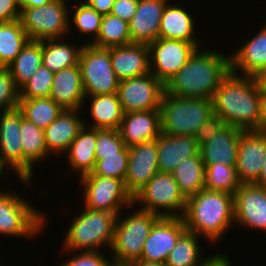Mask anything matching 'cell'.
<instances>
[{
  "mask_svg": "<svg viewBox=\"0 0 266 266\" xmlns=\"http://www.w3.org/2000/svg\"><path fill=\"white\" fill-rule=\"evenodd\" d=\"M213 113L226 125L260 131V93L254 76L229 72L212 98Z\"/></svg>",
  "mask_w": 266,
  "mask_h": 266,
  "instance_id": "cell-1",
  "label": "cell"
},
{
  "mask_svg": "<svg viewBox=\"0 0 266 266\" xmlns=\"http://www.w3.org/2000/svg\"><path fill=\"white\" fill-rule=\"evenodd\" d=\"M198 47L186 64L165 84L174 96L211 99L221 80L230 72V56Z\"/></svg>",
  "mask_w": 266,
  "mask_h": 266,
  "instance_id": "cell-2",
  "label": "cell"
},
{
  "mask_svg": "<svg viewBox=\"0 0 266 266\" xmlns=\"http://www.w3.org/2000/svg\"><path fill=\"white\" fill-rule=\"evenodd\" d=\"M182 219L187 231L201 239L203 236L208 242H220L223 234L235 225L233 194L201 190L187 199Z\"/></svg>",
  "mask_w": 266,
  "mask_h": 266,
  "instance_id": "cell-3",
  "label": "cell"
},
{
  "mask_svg": "<svg viewBox=\"0 0 266 266\" xmlns=\"http://www.w3.org/2000/svg\"><path fill=\"white\" fill-rule=\"evenodd\" d=\"M82 208L84 210L68 226L62 249L65 253H73L100 252L103 245L111 248L117 215L108 211Z\"/></svg>",
  "mask_w": 266,
  "mask_h": 266,
  "instance_id": "cell-4",
  "label": "cell"
},
{
  "mask_svg": "<svg viewBox=\"0 0 266 266\" xmlns=\"http://www.w3.org/2000/svg\"><path fill=\"white\" fill-rule=\"evenodd\" d=\"M159 110L162 134L194 136L213 114V102L211 99L174 96L165 91Z\"/></svg>",
  "mask_w": 266,
  "mask_h": 266,
  "instance_id": "cell-5",
  "label": "cell"
},
{
  "mask_svg": "<svg viewBox=\"0 0 266 266\" xmlns=\"http://www.w3.org/2000/svg\"><path fill=\"white\" fill-rule=\"evenodd\" d=\"M135 209L131 215L128 214L124 218L120 216L122 213L117 216L113 242L108 249L114 266H129L132 262L140 260L144 242L160 218L155 213Z\"/></svg>",
  "mask_w": 266,
  "mask_h": 266,
  "instance_id": "cell-6",
  "label": "cell"
},
{
  "mask_svg": "<svg viewBox=\"0 0 266 266\" xmlns=\"http://www.w3.org/2000/svg\"><path fill=\"white\" fill-rule=\"evenodd\" d=\"M187 199L170 173L157 172L133 197V206L160 217L182 218Z\"/></svg>",
  "mask_w": 266,
  "mask_h": 266,
  "instance_id": "cell-7",
  "label": "cell"
},
{
  "mask_svg": "<svg viewBox=\"0 0 266 266\" xmlns=\"http://www.w3.org/2000/svg\"><path fill=\"white\" fill-rule=\"evenodd\" d=\"M67 0H51L40 7L21 8L20 22L29 40L63 39L69 35L71 4Z\"/></svg>",
  "mask_w": 266,
  "mask_h": 266,
  "instance_id": "cell-8",
  "label": "cell"
},
{
  "mask_svg": "<svg viewBox=\"0 0 266 266\" xmlns=\"http://www.w3.org/2000/svg\"><path fill=\"white\" fill-rule=\"evenodd\" d=\"M46 215L14 191L0 192V235L34 238L43 230ZM29 237V238H28Z\"/></svg>",
  "mask_w": 266,
  "mask_h": 266,
  "instance_id": "cell-9",
  "label": "cell"
},
{
  "mask_svg": "<svg viewBox=\"0 0 266 266\" xmlns=\"http://www.w3.org/2000/svg\"><path fill=\"white\" fill-rule=\"evenodd\" d=\"M78 65L85 96L118 93L120 81L112 67L110 48L85 43Z\"/></svg>",
  "mask_w": 266,
  "mask_h": 266,
  "instance_id": "cell-10",
  "label": "cell"
},
{
  "mask_svg": "<svg viewBox=\"0 0 266 266\" xmlns=\"http://www.w3.org/2000/svg\"><path fill=\"white\" fill-rule=\"evenodd\" d=\"M79 179L80 186L84 188L82 196L84 206L82 207L112 212L117 216L131 206L134 208L133 197L126 190L123 180L104 178L94 174H85Z\"/></svg>",
  "mask_w": 266,
  "mask_h": 266,
  "instance_id": "cell-11",
  "label": "cell"
},
{
  "mask_svg": "<svg viewBox=\"0 0 266 266\" xmlns=\"http://www.w3.org/2000/svg\"><path fill=\"white\" fill-rule=\"evenodd\" d=\"M201 43L158 38L149 44L150 72L165 85Z\"/></svg>",
  "mask_w": 266,
  "mask_h": 266,
  "instance_id": "cell-12",
  "label": "cell"
},
{
  "mask_svg": "<svg viewBox=\"0 0 266 266\" xmlns=\"http://www.w3.org/2000/svg\"><path fill=\"white\" fill-rule=\"evenodd\" d=\"M165 85L152 73L119 82L118 97L124 113L159 110Z\"/></svg>",
  "mask_w": 266,
  "mask_h": 266,
  "instance_id": "cell-13",
  "label": "cell"
},
{
  "mask_svg": "<svg viewBox=\"0 0 266 266\" xmlns=\"http://www.w3.org/2000/svg\"><path fill=\"white\" fill-rule=\"evenodd\" d=\"M23 118L18 107L0 113V157L22 184L30 185V180L23 179V147L20 134Z\"/></svg>",
  "mask_w": 266,
  "mask_h": 266,
  "instance_id": "cell-14",
  "label": "cell"
},
{
  "mask_svg": "<svg viewBox=\"0 0 266 266\" xmlns=\"http://www.w3.org/2000/svg\"><path fill=\"white\" fill-rule=\"evenodd\" d=\"M233 197L235 225L266 232V188L241 184Z\"/></svg>",
  "mask_w": 266,
  "mask_h": 266,
  "instance_id": "cell-15",
  "label": "cell"
},
{
  "mask_svg": "<svg viewBox=\"0 0 266 266\" xmlns=\"http://www.w3.org/2000/svg\"><path fill=\"white\" fill-rule=\"evenodd\" d=\"M186 230L182 218L160 217L144 242L141 260L166 263L180 235Z\"/></svg>",
  "mask_w": 266,
  "mask_h": 266,
  "instance_id": "cell-16",
  "label": "cell"
},
{
  "mask_svg": "<svg viewBox=\"0 0 266 266\" xmlns=\"http://www.w3.org/2000/svg\"><path fill=\"white\" fill-rule=\"evenodd\" d=\"M265 157L266 132L242 131L235 166L237 176L242 184H252L258 179Z\"/></svg>",
  "mask_w": 266,
  "mask_h": 266,
  "instance_id": "cell-17",
  "label": "cell"
},
{
  "mask_svg": "<svg viewBox=\"0 0 266 266\" xmlns=\"http://www.w3.org/2000/svg\"><path fill=\"white\" fill-rule=\"evenodd\" d=\"M129 163L124 180L126 190L134 197L158 172L157 139L128 147Z\"/></svg>",
  "mask_w": 266,
  "mask_h": 266,
  "instance_id": "cell-18",
  "label": "cell"
},
{
  "mask_svg": "<svg viewBox=\"0 0 266 266\" xmlns=\"http://www.w3.org/2000/svg\"><path fill=\"white\" fill-rule=\"evenodd\" d=\"M169 0H138L133 18L129 22L131 43L150 44L159 38L164 8Z\"/></svg>",
  "mask_w": 266,
  "mask_h": 266,
  "instance_id": "cell-19",
  "label": "cell"
},
{
  "mask_svg": "<svg viewBox=\"0 0 266 266\" xmlns=\"http://www.w3.org/2000/svg\"><path fill=\"white\" fill-rule=\"evenodd\" d=\"M81 110L82 109H64L62 113L44 129L45 144L50 156L51 153L65 154L72 141L85 127V118L81 117Z\"/></svg>",
  "mask_w": 266,
  "mask_h": 266,
  "instance_id": "cell-20",
  "label": "cell"
},
{
  "mask_svg": "<svg viewBox=\"0 0 266 266\" xmlns=\"http://www.w3.org/2000/svg\"><path fill=\"white\" fill-rule=\"evenodd\" d=\"M119 132L127 147L157 139L161 134L160 110L124 113Z\"/></svg>",
  "mask_w": 266,
  "mask_h": 266,
  "instance_id": "cell-21",
  "label": "cell"
},
{
  "mask_svg": "<svg viewBox=\"0 0 266 266\" xmlns=\"http://www.w3.org/2000/svg\"><path fill=\"white\" fill-rule=\"evenodd\" d=\"M110 58L119 81L151 73L148 44L132 43L110 48Z\"/></svg>",
  "mask_w": 266,
  "mask_h": 266,
  "instance_id": "cell-22",
  "label": "cell"
},
{
  "mask_svg": "<svg viewBox=\"0 0 266 266\" xmlns=\"http://www.w3.org/2000/svg\"><path fill=\"white\" fill-rule=\"evenodd\" d=\"M200 154V146L194 136H170L160 134L157 138L158 172L172 174L188 157Z\"/></svg>",
  "mask_w": 266,
  "mask_h": 266,
  "instance_id": "cell-23",
  "label": "cell"
},
{
  "mask_svg": "<svg viewBox=\"0 0 266 266\" xmlns=\"http://www.w3.org/2000/svg\"><path fill=\"white\" fill-rule=\"evenodd\" d=\"M50 98L63 109H83L85 94L79 65L54 73Z\"/></svg>",
  "mask_w": 266,
  "mask_h": 266,
  "instance_id": "cell-24",
  "label": "cell"
},
{
  "mask_svg": "<svg viewBox=\"0 0 266 266\" xmlns=\"http://www.w3.org/2000/svg\"><path fill=\"white\" fill-rule=\"evenodd\" d=\"M245 43L230 54V71L236 74L242 71L239 75L254 76L266 66V23Z\"/></svg>",
  "mask_w": 266,
  "mask_h": 266,
  "instance_id": "cell-25",
  "label": "cell"
},
{
  "mask_svg": "<svg viewBox=\"0 0 266 266\" xmlns=\"http://www.w3.org/2000/svg\"><path fill=\"white\" fill-rule=\"evenodd\" d=\"M243 130L225 125L214 137L200 146V154L204 164L222 163L236 166L237 149L240 134Z\"/></svg>",
  "mask_w": 266,
  "mask_h": 266,
  "instance_id": "cell-26",
  "label": "cell"
},
{
  "mask_svg": "<svg viewBox=\"0 0 266 266\" xmlns=\"http://www.w3.org/2000/svg\"><path fill=\"white\" fill-rule=\"evenodd\" d=\"M168 3L164 8L160 28L159 38L184 40L187 42H201L196 38L195 18L186 9ZM195 34V35H194Z\"/></svg>",
  "mask_w": 266,
  "mask_h": 266,
  "instance_id": "cell-27",
  "label": "cell"
},
{
  "mask_svg": "<svg viewBox=\"0 0 266 266\" xmlns=\"http://www.w3.org/2000/svg\"><path fill=\"white\" fill-rule=\"evenodd\" d=\"M87 98H91L89 101V116L91 115L90 119L92 121L87 123L86 120H84L85 127L89 126L88 128L92 129L120 128L121 121L124 117V111L117 93L85 96L86 101H88Z\"/></svg>",
  "mask_w": 266,
  "mask_h": 266,
  "instance_id": "cell-28",
  "label": "cell"
},
{
  "mask_svg": "<svg viewBox=\"0 0 266 266\" xmlns=\"http://www.w3.org/2000/svg\"><path fill=\"white\" fill-rule=\"evenodd\" d=\"M20 134L23 147V179L32 181L35 164L49 156L44 129L23 118Z\"/></svg>",
  "mask_w": 266,
  "mask_h": 266,
  "instance_id": "cell-29",
  "label": "cell"
},
{
  "mask_svg": "<svg viewBox=\"0 0 266 266\" xmlns=\"http://www.w3.org/2000/svg\"><path fill=\"white\" fill-rule=\"evenodd\" d=\"M96 129L84 127L66 151L68 167L79 177L91 173L95 166Z\"/></svg>",
  "mask_w": 266,
  "mask_h": 266,
  "instance_id": "cell-30",
  "label": "cell"
},
{
  "mask_svg": "<svg viewBox=\"0 0 266 266\" xmlns=\"http://www.w3.org/2000/svg\"><path fill=\"white\" fill-rule=\"evenodd\" d=\"M65 40H42V64L53 73L79 64L84 44L78 45L79 47L77 44L73 46L69 42L65 43Z\"/></svg>",
  "mask_w": 266,
  "mask_h": 266,
  "instance_id": "cell-31",
  "label": "cell"
},
{
  "mask_svg": "<svg viewBox=\"0 0 266 266\" xmlns=\"http://www.w3.org/2000/svg\"><path fill=\"white\" fill-rule=\"evenodd\" d=\"M172 175L186 199L205 189V165L201 154L179 163Z\"/></svg>",
  "mask_w": 266,
  "mask_h": 266,
  "instance_id": "cell-32",
  "label": "cell"
},
{
  "mask_svg": "<svg viewBox=\"0 0 266 266\" xmlns=\"http://www.w3.org/2000/svg\"><path fill=\"white\" fill-rule=\"evenodd\" d=\"M41 65L42 41L29 40L7 68L20 89Z\"/></svg>",
  "mask_w": 266,
  "mask_h": 266,
  "instance_id": "cell-33",
  "label": "cell"
},
{
  "mask_svg": "<svg viewBox=\"0 0 266 266\" xmlns=\"http://www.w3.org/2000/svg\"><path fill=\"white\" fill-rule=\"evenodd\" d=\"M18 108L25 119L43 129L47 128L64 110L50 97L20 98Z\"/></svg>",
  "mask_w": 266,
  "mask_h": 266,
  "instance_id": "cell-34",
  "label": "cell"
},
{
  "mask_svg": "<svg viewBox=\"0 0 266 266\" xmlns=\"http://www.w3.org/2000/svg\"><path fill=\"white\" fill-rule=\"evenodd\" d=\"M28 41L20 20L0 23V67L10 65Z\"/></svg>",
  "mask_w": 266,
  "mask_h": 266,
  "instance_id": "cell-35",
  "label": "cell"
},
{
  "mask_svg": "<svg viewBox=\"0 0 266 266\" xmlns=\"http://www.w3.org/2000/svg\"><path fill=\"white\" fill-rule=\"evenodd\" d=\"M195 233L185 230L171 250L166 266H200L206 258L201 257L199 239ZM202 259V260H201Z\"/></svg>",
  "mask_w": 266,
  "mask_h": 266,
  "instance_id": "cell-36",
  "label": "cell"
},
{
  "mask_svg": "<svg viewBox=\"0 0 266 266\" xmlns=\"http://www.w3.org/2000/svg\"><path fill=\"white\" fill-rule=\"evenodd\" d=\"M91 44L107 49L132 44L129 23L111 14L103 15L98 37Z\"/></svg>",
  "mask_w": 266,
  "mask_h": 266,
  "instance_id": "cell-37",
  "label": "cell"
},
{
  "mask_svg": "<svg viewBox=\"0 0 266 266\" xmlns=\"http://www.w3.org/2000/svg\"><path fill=\"white\" fill-rule=\"evenodd\" d=\"M204 185L206 190L224 191L235 194L241 186L235 166L223 165L222 163L204 164Z\"/></svg>",
  "mask_w": 266,
  "mask_h": 266,
  "instance_id": "cell-38",
  "label": "cell"
},
{
  "mask_svg": "<svg viewBox=\"0 0 266 266\" xmlns=\"http://www.w3.org/2000/svg\"><path fill=\"white\" fill-rule=\"evenodd\" d=\"M79 3H76L73 9L74 11L69 10L73 14H69L72 17V21H69V31L72 30L73 27L76 26V29L81 35H88L93 38V41H88L87 44H91L94 42L99 34L100 25L102 20V14L97 13L91 6H89L86 2L79 0ZM74 12V13H73Z\"/></svg>",
  "mask_w": 266,
  "mask_h": 266,
  "instance_id": "cell-39",
  "label": "cell"
},
{
  "mask_svg": "<svg viewBox=\"0 0 266 266\" xmlns=\"http://www.w3.org/2000/svg\"><path fill=\"white\" fill-rule=\"evenodd\" d=\"M129 163V150L126 146L121 152L110 155H101L95 162L91 173L104 178L125 180Z\"/></svg>",
  "mask_w": 266,
  "mask_h": 266,
  "instance_id": "cell-40",
  "label": "cell"
},
{
  "mask_svg": "<svg viewBox=\"0 0 266 266\" xmlns=\"http://www.w3.org/2000/svg\"><path fill=\"white\" fill-rule=\"evenodd\" d=\"M54 73L43 64L32 77L19 89L20 98L50 97Z\"/></svg>",
  "mask_w": 266,
  "mask_h": 266,
  "instance_id": "cell-41",
  "label": "cell"
},
{
  "mask_svg": "<svg viewBox=\"0 0 266 266\" xmlns=\"http://www.w3.org/2000/svg\"><path fill=\"white\" fill-rule=\"evenodd\" d=\"M126 147L119 129H96L95 159L121 152Z\"/></svg>",
  "mask_w": 266,
  "mask_h": 266,
  "instance_id": "cell-42",
  "label": "cell"
},
{
  "mask_svg": "<svg viewBox=\"0 0 266 266\" xmlns=\"http://www.w3.org/2000/svg\"><path fill=\"white\" fill-rule=\"evenodd\" d=\"M19 88L7 67H0V113L18 107Z\"/></svg>",
  "mask_w": 266,
  "mask_h": 266,
  "instance_id": "cell-43",
  "label": "cell"
},
{
  "mask_svg": "<svg viewBox=\"0 0 266 266\" xmlns=\"http://www.w3.org/2000/svg\"><path fill=\"white\" fill-rule=\"evenodd\" d=\"M59 266H114L112 259L100 252H76Z\"/></svg>",
  "mask_w": 266,
  "mask_h": 266,
  "instance_id": "cell-44",
  "label": "cell"
},
{
  "mask_svg": "<svg viewBox=\"0 0 266 266\" xmlns=\"http://www.w3.org/2000/svg\"><path fill=\"white\" fill-rule=\"evenodd\" d=\"M224 121L217 116L212 114L204 124L197 130L194 135V138L198 142V145L201 146L203 143L207 142L209 139L217 135V133L225 126Z\"/></svg>",
  "mask_w": 266,
  "mask_h": 266,
  "instance_id": "cell-45",
  "label": "cell"
},
{
  "mask_svg": "<svg viewBox=\"0 0 266 266\" xmlns=\"http://www.w3.org/2000/svg\"><path fill=\"white\" fill-rule=\"evenodd\" d=\"M138 0H115L110 14L130 22L136 12Z\"/></svg>",
  "mask_w": 266,
  "mask_h": 266,
  "instance_id": "cell-46",
  "label": "cell"
},
{
  "mask_svg": "<svg viewBox=\"0 0 266 266\" xmlns=\"http://www.w3.org/2000/svg\"><path fill=\"white\" fill-rule=\"evenodd\" d=\"M21 8L18 0H0V23H9L20 19Z\"/></svg>",
  "mask_w": 266,
  "mask_h": 266,
  "instance_id": "cell-47",
  "label": "cell"
},
{
  "mask_svg": "<svg viewBox=\"0 0 266 266\" xmlns=\"http://www.w3.org/2000/svg\"><path fill=\"white\" fill-rule=\"evenodd\" d=\"M84 2L91 6L97 13L105 15L110 14L115 0H84Z\"/></svg>",
  "mask_w": 266,
  "mask_h": 266,
  "instance_id": "cell-48",
  "label": "cell"
},
{
  "mask_svg": "<svg viewBox=\"0 0 266 266\" xmlns=\"http://www.w3.org/2000/svg\"><path fill=\"white\" fill-rule=\"evenodd\" d=\"M200 266H232V263L225 253H216L207 257Z\"/></svg>",
  "mask_w": 266,
  "mask_h": 266,
  "instance_id": "cell-49",
  "label": "cell"
},
{
  "mask_svg": "<svg viewBox=\"0 0 266 266\" xmlns=\"http://www.w3.org/2000/svg\"><path fill=\"white\" fill-rule=\"evenodd\" d=\"M260 93V131L266 132V89H259Z\"/></svg>",
  "mask_w": 266,
  "mask_h": 266,
  "instance_id": "cell-50",
  "label": "cell"
},
{
  "mask_svg": "<svg viewBox=\"0 0 266 266\" xmlns=\"http://www.w3.org/2000/svg\"><path fill=\"white\" fill-rule=\"evenodd\" d=\"M20 8H31V7H40L51 0H18Z\"/></svg>",
  "mask_w": 266,
  "mask_h": 266,
  "instance_id": "cell-51",
  "label": "cell"
},
{
  "mask_svg": "<svg viewBox=\"0 0 266 266\" xmlns=\"http://www.w3.org/2000/svg\"><path fill=\"white\" fill-rule=\"evenodd\" d=\"M259 89H266V66L254 75Z\"/></svg>",
  "mask_w": 266,
  "mask_h": 266,
  "instance_id": "cell-52",
  "label": "cell"
},
{
  "mask_svg": "<svg viewBox=\"0 0 266 266\" xmlns=\"http://www.w3.org/2000/svg\"><path fill=\"white\" fill-rule=\"evenodd\" d=\"M253 184L266 188V157L263 161V167H262V170L260 172V175H259L258 179Z\"/></svg>",
  "mask_w": 266,
  "mask_h": 266,
  "instance_id": "cell-53",
  "label": "cell"
},
{
  "mask_svg": "<svg viewBox=\"0 0 266 266\" xmlns=\"http://www.w3.org/2000/svg\"><path fill=\"white\" fill-rule=\"evenodd\" d=\"M129 266H166L165 263H156V262H145L143 260H136L132 262Z\"/></svg>",
  "mask_w": 266,
  "mask_h": 266,
  "instance_id": "cell-54",
  "label": "cell"
},
{
  "mask_svg": "<svg viewBox=\"0 0 266 266\" xmlns=\"http://www.w3.org/2000/svg\"><path fill=\"white\" fill-rule=\"evenodd\" d=\"M9 166L1 159L0 157V181L3 174H5V168H8ZM1 192V191H0Z\"/></svg>",
  "mask_w": 266,
  "mask_h": 266,
  "instance_id": "cell-55",
  "label": "cell"
}]
</instances>
